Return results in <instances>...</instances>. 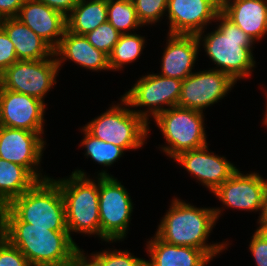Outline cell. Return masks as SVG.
Masks as SVG:
<instances>
[{
	"label": "cell",
	"mask_w": 267,
	"mask_h": 266,
	"mask_svg": "<svg viewBox=\"0 0 267 266\" xmlns=\"http://www.w3.org/2000/svg\"><path fill=\"white\" fill-rule=\"evenodd\" d=\"M0 234L20 250L31 266H68L81 253L68 231L30 227L7 206L0 208Z\"/></svg>",
	"instance_id": "cell-1"
},
{
	"label": "cell",
	"mask_w": 267,
	"mask_h": 266,
	"mask_svg": "<svg viewBox=\"0 0 267 266\" xmlns=\"http://www.w3.org/2000/svg\"><path fill=\"white\" fill-rule=\"evenodd\" d=\"M160 220L155 235L165 243L204 250L212 259L221 255L229 241L209 243L217 219L213 207H196L175 197ZM208 242V243H207ZM219 254V255H218Z\"/></svg>",
	"instance_id": "cell-2"
},
{
	"label": "cell",
	"mask_w": 267,
	"mask_h": 266,
	"mask_svg": "<svg viewBox=\"0 0 267 266\" xmlns=\"http://www.w3.org/2000/svg\"><path fill=\"white\" fill-rule=\"evenodd\" d=\"M215 22L214 30L207 33L203 30L196 35L200 51L203 47L206 56L215 65L211 69L229 74L236 82L251 78L256 68L255 42L221 11Z\"/></svg>",
	"instance_id": "cell-3"
},
{
	"label": "cell",
	"mask_w": 267,
	"mask_h": 266,
	"mask_svg": "<svg viewBox=\"0 0 267 266\" xmlns=\"http://www.w3.org/2000/svg\"><path fill=\"white\" fill-rule=\"evenodd\" d=\"M69 177L51 178L59 185L65 204L66 224L70 237L78 233L101 240L99 216V176L90 177L75 169ZM95 178V179H94ZM96 235V236H95Z\"/></svg>",
	"instance_id": "cell-4"
},
{
	"label": "cell",
	"mask_w": 267,
	"mask_h": 266,
	"mask_svg": "<svg viewBox=\"0 0 267 266\" xmlns=\"http://www.w3.org/2000/svg\"><path fill=\"white\" fill-rule=\"evenodd\" d=\"M7 207L30 227H50L52 231H68L65 204L59 185L50 177L38 181Z\"/></svg>",
	"instance_id": "cell-5"
},
{
	"label": "cell",
	"mask_w": 267,
	"mask_h": 266,
	"mask_svg": "<svg viewBox=\"0 0 267 266\" xmlns=\"http://www.w3.org/2000/svg\"><path fill=\"white\" fill-rule=\"evenodd\" d=\"M83 127L95 138L122 147L126 152L142 148L149 137V124L121 96Z\"/></svg>",
	"instance_id": "cell-6"
},
{
	"label": "cell",
	"mask_w": 267,
	"mask_h": 266,
	"mask_svg": "<svg viewBox=\"0 0 267 266\" xmlns=\"http://www.w3.org/2000/svg\"><path fill=\"white\" fill-rule=\"evenodd\" d=\"M204 112L174 106L160 112L153 121L160 130L165 145H159L170 159L180 153L208 145Z\"/></svg>",
	"instance_id": "cell-7"
},
{
	"label": "cell",
	"mask_w": 267,
	"mask_h": 266,
	"mask_svg": "<svg viewBox=\"0 0 267 266\" xmlns=\"http://www.w3.org/2000/svg\"><path fill=\"white\" fill-rule=\"evenodd\" d=\"M98 172L94 177L99 176L101 241L119 243L127 237L134 204L127 188L108 169Z\"/></svg>",
	"instance_id": "cell-8"
},
{
	"label": "cell",
	"mask_w": 267,
	"mask_h": 266,
	"mask_svg": "<svg viewBox=\"0 0 267 266\" xmlns=\"http://www.w3.org/2000/svg\"><path fill=\"white\" fill-rule=\"evenodd\" d=\"M181 88L182 80L147 72V75L139 77L131 89L126 90L121 96L129 103L131 109L149 124L150 135V118L154 119L160 112L177 106Z\"/></svg>",
	"instance_id": "cell-9"
},
{
	"label": "cell",
	"mask_w": 267,
	"mask_h": 266,
	"mask_svg": "<svg viewBox=\"0 0 267 266\" xmlns=\"http://www.w3.org/2000/svg\"><path fill=\"white\" fill-rule=\"evenodd\" d=\"M59 71L55 54L42 60H18L0 75V85L45 103L47 93L57 83Z\"/></svg>",
	"instance_id": "cell-10"
},
{
	"label": "cell",
	"mask_w": 267,
	"mask_h": 266,
	"mask_svg": "<svg viewBox=\"0 0 267 266\" xmlns=\"http://www.w3.org/2000/svg\"><path fill=\"white\" fill-rule=\"evenodd\" d=\"M266 186L267 178L265 179L263 175L255 171L244 174L238 169L213 192L215 198H218L219 202L223 204L221 205L223 207H213L217 221L225 208L259 212L260 216Z\"/></svg>",
	"instance_id": "cell-11"
},
{
	"label": "cell",
	"mask_w": 267,
	"mask_h": 266,
	"mask_svg": "<svg viewBox=\"0 0 267 266\" xmlns=\"http://www.w3.org/2000/svg\"><path fill=\"white\" fill-rule=\"evenodd\" d=\"M236 83L227 73L211 68L197 70L182 80L177 106L204 112L224 99Z\"/></svg>",
	"instance_id": "cell-12"
},
{
	"label": "cell",
	"mask_w": 267,
	"mask_h": 266,
	"mask_svg": "<svg viewBox=\"0 0 267 266\" xmlns=\"http://www.w3.org/2000/svg\"><path fill=\"white\" fill-rule=\"evenodd\" d=\"M43 135L0 126V158L27 168L39 181L50 178L40 169L47 144Z\"/></svg>",
	"instance_id": "cell-13"
},
{
	"label": "cell",
	"mask_w": 267,
	"mask_h": 266,
	"mask_svg": "<svg viewBox=\"0 0 267 266\" xmlns=\"http://www.w3.org/2000/svg\"><path fill=\"white\" fill-rule=\"evenodd\" d=\"M206 145L199 149L180 153L172 162L184 168L196 182L201 183L212 194L228 180L239 168L228 161L226 156L211 152ZM210 151V152H209Z\"/></svg>",
	"instance_id": "cell-14"
},
{
	"label": "cell",
	"mask_w": 267,
	"mask_h": 266,
	"mask_svg": "<svg viewBox=\"0 0 267 266\" xmlns=\"http://www.w3.org/2000/svg\"><path fill=\"white\" fill-rule=\"evenodd\" d=\"M47 103L0 85V126L44 132Z\"/></svg>",
	"instance_id": "cell-15"
},
{
	"label": "cell",
	"mask_w": 267,
	"mask_h": 266,
	"mask_svg": "<svg viewBox=\"0 0 267 266\" xmlns=\"http://www.w3.org/2000/svg\"><path fill=\"white\" fill-rule=\"evenodd\" d=\"M221 11V0H168L166 19L169 34L197 35Z\"/></svg>",
	"instance_id": "cell-16"
},
{
	"label": "cell",
	"mask_w": 267,
	"mask_h": 266,
	"mask_svg": "<svg viewBox=\"0 0 267 266\" xmlns=\"http://www.w3.org/2000/svg\"><path fill=\"white\" fill-rule=\"evenodd\" d=\"M161 55V76L184 80L194 71L200 46L196 35L167 33V40Z\"/></svg>",
	"instance_id": "cell-17"
},
{
	"label": "cell",
	"mask_w": 267,
	"mask_h": 266,
	"mask_svg": "<svg viewBox=\"0 0 267 266\" xmlns=\"http://www.w3.org/2000/svg\"><path fill=\"white\" fill-rule=\"evenodd\" d=\"M16 18L54 50L67 29L66 17L38 0H25Z\"/></svg>",
	"instance_id": "cell-18"
},
{
	"label": "cell",
	"mask_w": 267,
	"mask_h": 266,
	"mask_svg": "<svg viewBox=\"0 0 267 266\" xmlns=\"http://www.w3.org/2000/svg\"><path fill=\"white\" fill-rule=\"evenodd\" d=\"M54 54L60 70L64 62L72 61L91 72L110 71L107 54L90 44L85 35H77L67 29Z\"/></svg>",
	"instance_id": "cell-19"
},
{
	"label": "cell",
	"mask_w": 267,
	"mask_h": 266,
	"mask_svg": "<svg viewBox=\"0 0 267 266\" xmlns=\"http://www.w3.org/2000/svg\"><path fill=\"white\" fill-rule=\"evenodd\" d=\"M221 12L255 44L267 35V0H221Z\"/></svg>",
	"instance_id": "cell-20"
},
{
	"label": "cell",
	"mask_w": 267,
	"mask_h": 266,
	"mask_svg": "<svg viewBox=\"0 0 267 266\" xmlns=\"http://www.w3.org/2000/svg\"><path fill=\"white\" fill-rule=\"evenodd\" d=\"M147 240L145 250L149 260H146V266H207L213 261L204 250L171 245L155 234Z\"/></svg>",
	"instance_id": "cell-21"
},
{
	"label": "cell",
	"mask_w": 267,
	"mask_h": 266,
	"mask_svg": "<svg viewBox=\"0 0 267 266\" xmlns=\"http://www.w3.org/2000/svg\"><path fill=\"white\" fill-rule=\"evenodd\" d=\"M1 28L15 46L18 60H42L54 55V49L18 18H4Z\"/></svg>",
	"instance_id": "cell-22"
},
{
	"label": "cell",
	"mask_w": 267,
	"mask_h": 266,
	"mask_svg": "<svg viewBox=\"0 0 267 266\" xmlns=\"http://www.w3.org/2000/svg\"><path fill=\"white\" fill-rule=\"evenodd\" d=\"M38 181L27 168L0 158V208L7 206Z\"/></svg>",
	"instance_id": "cell-23"
},
{
	"label": "cell",
	"mask_w": 267,
	"mask_h": 266,
	"mask_svg": "<svg viewBox=\"0 0 267 266\" xmlns=\"http://www.w3.org/2000/svg\"><path fill=\"white\" fill-rule=\"evenodd\" d=\"M107 21V0H78L66 17L67 30L86 35Z\"/></svg>",
	"instance_id": "cell-24"
},
{
	"label": "cell",
	"mask_w": 267,
	"mask_h": 266,
	"mask_svg": "<svg viewBox=\"0 0 267 266\" xmlns=\"http://www.w3.org/2000/svg\"><path fill=\"white\" fill-rule=\"evenodd\" d=\"M145 40V36L136 32L121 34L109 55L110 71H123L126 65L138 60L146 48L147 40Z\"/></svg>",
	"instance_id": "cell-25"
},
{
	"label": "cell",
	"mask_w": 267,
	"mask_h": 266,
	"mask_svg": "<svg viewBox=\"0 0 267 266\" xmlns=\"http://www.w3.org/2000/svg\"><path fill=\"white\" fill-rule=\"evenodd\" d=\"M80 131L84 137L78 146L85 148L84 156L87 159L91 158L95 163L108 168L124 155L125 150L122 147L95 138L84 127Z\"/></svg>",
	"instance_id": "cell-26"
},
{
	"label": "cell",
	"mask_w": 267,
	"mask_h": 266,
	"mask_svg": "<svg viewBox=\"0 0 267 266\" xmlns=\"http://www.w3.org/2000/svg\"><path fill=\"white\" fill-rule=\"evenodd\" d=\"M107 21L121 34L144 27L138 20L132 0H107Z\"/></svg>",
	"instance_id": "cell-27"
},
{
	"label": "cell",
	"mask_w": 267,
	"mask_h": 266,
	"mask_svg": "<svg viewBox=\"0 0 267 266\" xmlns=\"http://www.w3.org/2000/svg\"><path fill=\"white\" fill-rule=\"evenodd\" d=\"M111 249V250H110ZM107 248L99 252H92L88 255L81 248V253L94 265V266H146V260L134 256L130 250H121ZM113 249V250H112Z\"/></svg>",
	"instance_id": "cell-28"
},
{
	"label": "cell",
	"mask_w": 267,
	"mask_h": 266,
	"mask_svg": "<svg viewBox=\"0 0 267 266\" xmlns=\"http://www.w3.org/2000/svg\"><path fill=\"white\" fill-rule=\"evenodd\" d=\"M138 20L146 26L160 23L166 16L168 0H132ZM146 25V26H145Z\"/></svg>",
	"instance_id": "cell-29"
},
{
	"label": "cell",
	"mask_w": 267,
	"mask_h": 266,
	"mask_svg": "<svg viewBox=\"0 0 267 266\" xmlns=\"http://www.w3.org/2000/svg\"><path fill=\"white\" fill-rule=\"evenodd\" d=\"M120 35L121 33L106 21L93 31L87 33L85 37L97 50H100L109 56L113 47L118 42Z\"/></svg>",
	"instance_id": "cell-30"
},
{
	"label": "cell",
	"mask_w": 267,
	"mask_h": 266,
	"mask_svg": "<svg viewBox=\"0 0 267 266\" xmlns=\"http://www.w3.org/2000/svg\"><path fill=\"white\" fill-rule=\"evenodd\" d=\"M0 266H31L20 250L0 234Z\"/></svg>",
	"instance_id": "cell-31"
},
{
	"label": "cell",
	"mask_w": 267,
	"mask_h": 266,
	"mask_svg": "<svg viewBox=\"0 0 267 266\" xmlns=\"http://www.w3.org/2000/svg\"><path fill=\"white\" fill-rule=\"evenodd\" d=\"M248 249L256 266H267V230L256 228Z\"/></svg>",
	"instance_id": "cell-32"
},
{
	"label": "cell",
	"mask_w": 267,
	"mask_h": 266,
	"mask_svg": "<svg viewBox=\"0 0 267 266\" xmlns=\"http://www.w3.org/2000/svg\"><path fill=\"white\" fill-rule=\"evenodd\" d=\"M17 61L15 46L6 32L0 27V75Z\"/></svg>",
	"instance_id": "cell-33"
},
{
	"label": "cell",
	"mask_w": 267,
	"mask_h": 266,
	"mask_svg": "<svg viewBox=\"0 0 267 266\" xmlns=\"http://www.w3.org/2000/svg\"><path fill=\"white\" fill-rule=\"evenodd\" d=\"M25 0H0V18L17 17Z\"/></svg>",
	"instance_id": "cell-34"
},
{
	"label": "cell",
	"mask_w": 267,
	"mask_h": 266,
	"mask_svg": "<svg viewBox=\"0 0 267 266\" xmlns=\"http://www.w3.org/2000/svg\"><path fill=\"white\" fill-rule=\"evenodd\" d=\"M50 8L60 12L67 17L73 8L77 5L78 0H38Z\"/></svg>",
	"instance_id": "cell-35"
},
{
	"label": "cell",
	"mask_w": 267,
	"mask_h": 266,
	"mask_svg": "<svg viewBox=\"0 0 267 266\" xmlns=\"http://www.w3.org/2000/svg\"><path fill=\"white\" fill-rule=\"evenodd\" d=\"M257 228L262 230H267V186L264 191L263 196V206L261 210V214L257 219Z\"/></svg>",
	"instance_id": "cell-36"
},
{
	"label": "cell",
	"mask_w": 267,
	"mask_h": 266,
	"mask_svg": "<svg viewBox=\"0 0 267 266\" xmlns=\"http://www.w3.org/2000/svg\"><path fill=\"white\" fill-rule=\"evenodd\" d=\"M73 266H94L82 253L73 261Z\"/></svg>",
	"instance_id": "cell-37"
},
{
	"label": "cell",
	"mask_w": 267,
	"mask_h": 266,
	"mask_svg": "<svg viewBox=\"0 0 267 266\" xmlns=\"http://www.w3.org/2000/svg\"><path fill=\"white\" fill-rule=\"evenodd\" d=\"M265 99H266V101H265V112H263L264 113V116H263V121H262V125L264 124V126L265 127H267V90L265 89Z\"/></svg>",
	"instance_id": "cell-38"
}]
</instances>
